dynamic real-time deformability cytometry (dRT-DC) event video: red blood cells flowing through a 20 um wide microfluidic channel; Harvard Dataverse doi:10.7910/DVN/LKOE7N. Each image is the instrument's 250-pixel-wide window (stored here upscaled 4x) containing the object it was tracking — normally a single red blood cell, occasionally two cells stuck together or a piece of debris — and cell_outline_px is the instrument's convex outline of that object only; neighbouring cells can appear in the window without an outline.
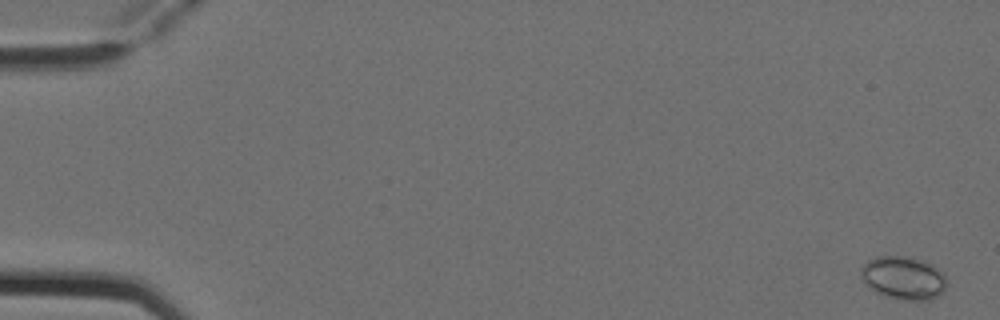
{"species": "Egyptian fruit bat (a non-hibernating species)", "species_latin": "Rousettus aegyptiacus", "temperature_condition": "cold", "stored_images_in_passage": 6, "camera_frame_rate_fps": 3000, "um_per_image_px": 0.085, "animal": {"sex": "female"}, "frame": {"image": 1, "passage_image": 1, "time_ms": 0.0, "image_size_px": [1000, 320], "cell_outline_px": [[944, 288], [936, 296], [928, 300], [908, 300], [888, 296], [876, 292], [868, 288], [860, 276], [860, 268], [868, 260], [876, 256], [904, 256], [920, 260], [932, 264], [944, 272]], "centroid_in_image_um": [76.74, 23.6], "position_along_channel_um": 8.3, "area_um2": 21.33}}